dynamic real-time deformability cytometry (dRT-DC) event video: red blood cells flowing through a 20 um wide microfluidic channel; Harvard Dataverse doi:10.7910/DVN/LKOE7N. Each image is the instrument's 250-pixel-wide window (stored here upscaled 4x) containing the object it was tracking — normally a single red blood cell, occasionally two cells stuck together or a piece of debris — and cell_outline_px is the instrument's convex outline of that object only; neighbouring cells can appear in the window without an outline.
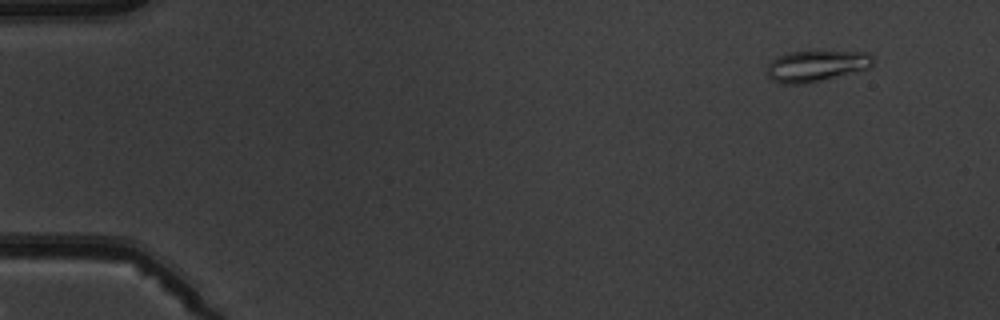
{"species": "common noctule bat (a hibernating species)", "species_latin": "Nyctalus noctula", "temperature_condition": "warm", "stored_images_in_passage": 6, "camera_frame_rate_fps": 3000, "um_per_image_px": 0.085, "animal": {"sex": "male", "body_mass_g": 19.5, "forearm_length_mm": 54.6}, "frame": {"image": 1, "passage_image": 1, "time_ms": 0.0, "image_size_px": [1000, 320], "cell_outline_px": [[872, 68], [804, 84], [784, 84], [772, 80], [768, 76], [768, 64], [772, 60], [788, 52], [816, 48], [868, 52], [872, 56]], "centroid_in_image_um": [69.43, 5.54], "position_along_channel_um": 15.6, "area_um2": 20.11}}
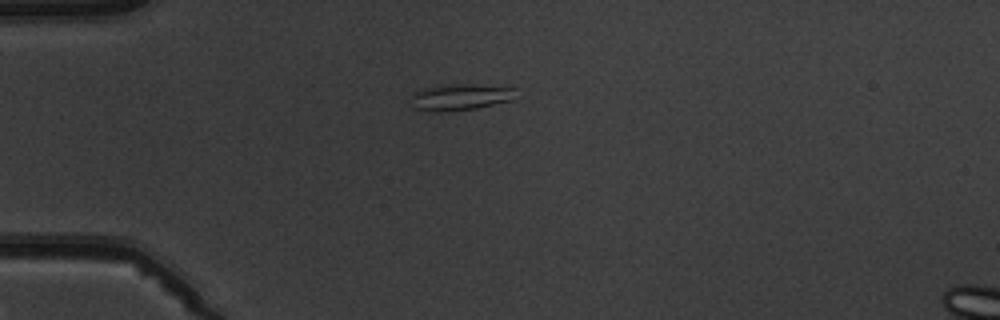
{"frame": {"image": 2, "passage_image": 4, "time_ms": 3.333, "image_size_px": [1000, 320], "cell_outline_px": [[516, 100], [476, 108], [444, 112], [440, 112], [416, 108], [412, 96], [412, 92], [420, 88], [440, 84], [476, 84], [516, 88]], "centroid_in_image_um": [39.19, 8.23], "position_along_channel_um": 45.8, "area_um2": 16.42}}
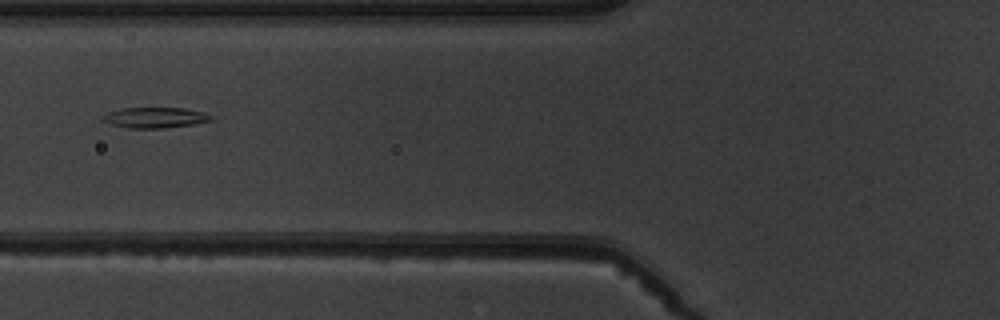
{"frame": {"image": 3, "passage_image": 6, "time_ms": 5.667, "image_size_px": [1000, 320], "cell_outline_px": [[212, 120], [192, 124], [164, 128], [128, 128], [112, 124], [104, 120], [104, 116], [108, 112], [120, 108], [184, 108], [204, 112], [212, 116]], "centroid_in_image_um": [13.2, 9.99], "position_along_channel_um": 112.6, "area_um2": 12.77}}